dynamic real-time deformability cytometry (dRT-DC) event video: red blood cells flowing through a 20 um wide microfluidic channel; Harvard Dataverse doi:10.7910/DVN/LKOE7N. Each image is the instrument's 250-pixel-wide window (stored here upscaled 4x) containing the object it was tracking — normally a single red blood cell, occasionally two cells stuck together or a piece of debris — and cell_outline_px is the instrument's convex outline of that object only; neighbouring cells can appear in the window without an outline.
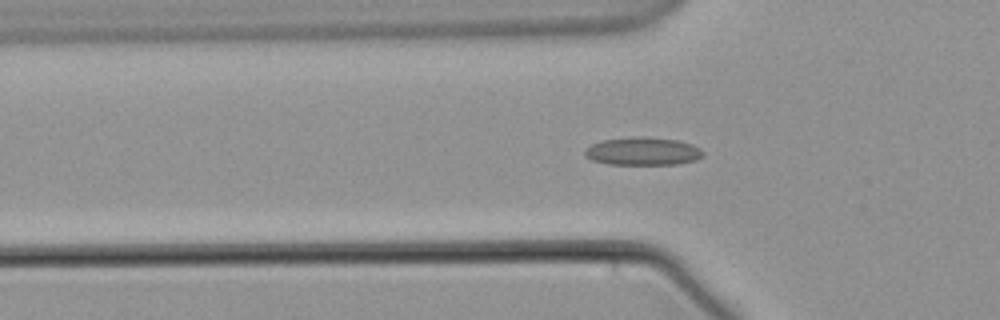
{"species": "common noctule bat (a hibernating species)", "species_latin": "Nyctalus noctula", "temperature_condition": "warm", "stored_images_in_passage": 62, "camera_frame_rate_fps": 3000, "um_per_image_px": 0.085, "animal": {"sex": "male", "body_mass_g": 21.5, "forearm_length_mm": 52.0}, "frame": {"image": 1, "passage_image": 21, "time_ms": 6.667, "image_size_px": [1000, 320], "cell_outline_px": [[704, 156], [696, 160], [676, 164], [608, 164], [592, 160], [584, 156], [584, 152], [592, 144], [600, 140], [676, 140], [692, 144], [700, 148], [704, 152]], "centroid_in_image_um": [54.67, 12.92], "position_along_channel_um": 71.1, "area_um2": 18.15}}
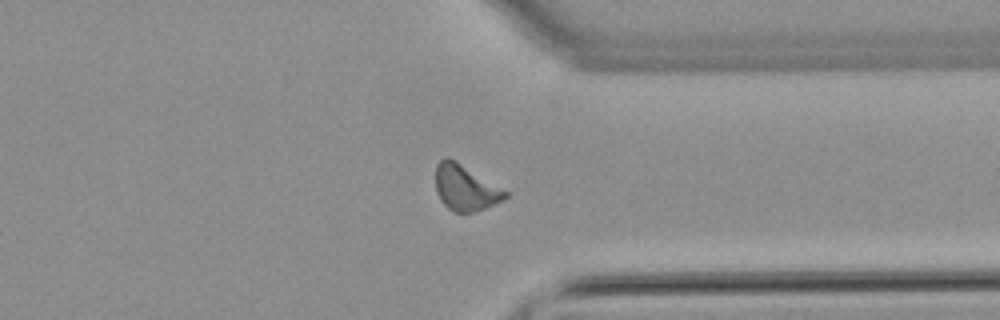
{"frame": {"image": 2, "passage_image": 47, "time_ms": 15.333, "image_size_px": [1000, 320], "cell_outline_px": [[508, 196], [504, 200], [484, 208], [472, 212], [452, 212], [440, 200], [436, 192], [436, 164], [440, 160], [448, 156], [456, 160], [508, 192]], "centroid_in_image_um": [39.53, 15.95], "position_along_channel_um": 371.9, "area_um2": 18.5}}
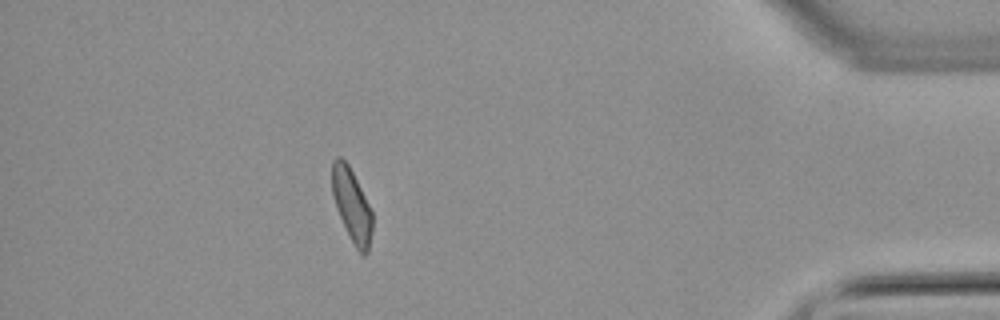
{"frame": {"image": 3, "passage_image": 54, "time_ms": 17.667, "image_size_px": [1000, 320], "cell_outline_px": [[372, 232], [368, 252], [364, 256], [356, 248], [336, 208], [332, 192], [332, 160], [336, 156], [340, 156], [348, 164], [372, 212]], "centroid_in_image_um": [29.89, 17.43], "position_along_channel_um": 405.3, "area_um2": 16.7}}